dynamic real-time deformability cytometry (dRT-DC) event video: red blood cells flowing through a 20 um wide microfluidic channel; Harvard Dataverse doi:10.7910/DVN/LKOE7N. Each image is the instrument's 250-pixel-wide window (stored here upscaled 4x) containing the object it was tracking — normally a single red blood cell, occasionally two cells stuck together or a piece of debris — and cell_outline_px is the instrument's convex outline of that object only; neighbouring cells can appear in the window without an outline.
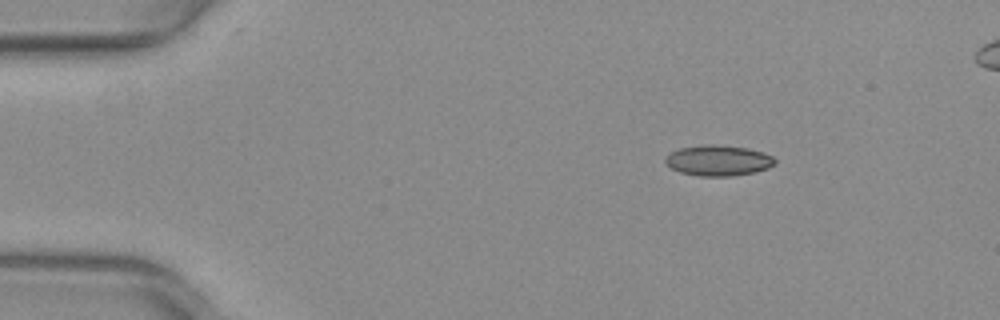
{"species": "common noctule bat (a hibernating species)", "species_latin": "Nyctalus noctula", "temperature_condition": "warm", "stored_images_in_passage": 13, "camera_frame_rate_fps": 3000, "um_per_image_px": 0.085, "animal": {"sex": "female", "body_mass_g": 29.2, "forearm_length_mm": 56.3}, "frame": {"image": 1, "passage_image": 1, "time_ms": 0.0, "image_size_px": [1000, 320], "cell_outline_px": [[776, 164], [768, 168], [756, 172], [732, 176], [700, 176], [680, 172], [672, 168], [664, 160], [672, 152], [680, 148], [704, 144], [716, 144], [748, 148], [764, 152], [772, 156], [776, 160]], "centroid_in_image_um": [61.11, 13.64], "position_along_channel_um": 23.9, "area_um2": 19.59}}
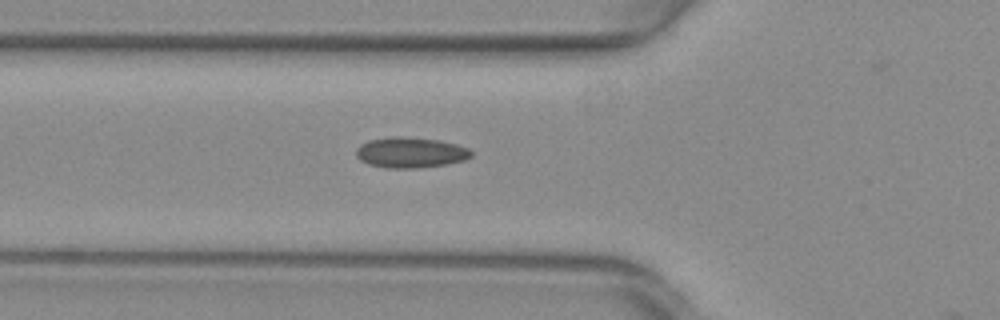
{"frame": {"image": 2, "passage_image": 12, "time_ms": 3.667, "image_size_px": [1000, 320], "cell_outline_px": [[472, 156], [464, 160], [448, 164], [416, 168], [388, 168], [368, 164], [360, 160], [356, 156], [356, 148], [360, 144], [368, 140], [392, 136], [400, 136], [440, 140], [456, 144], [468, 148], [472, 152]], "centroid_in_image_um": [34.88, 12.96], "position_along_channel_um": 90.9, "area_um2": 20.63}}